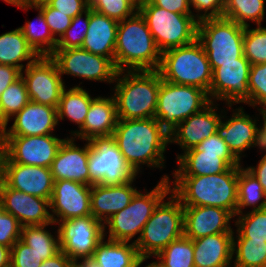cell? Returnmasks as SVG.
Here are the masks:
<instances>
[{
	"instance_id": "6da1fadb",
	"label": "cell",
	"mask_w": 266,
	"mask_h": 267,
	"mask_svg": "<svg viewBox=\"0 0 266 267\" xmlns=\"http://www.w3.org/2000/svg\"><path fill=\"white\" fill-rule=\"evenodd\" d=\"M111 139L137 175L145 164L150 169L165 168L170 135L155 118L118 120Z\"/></svg>"
},
{
	"instance_id": "7a4b0ae2",
	"label": "cell",
	"mask_w": 266,
	"mask_h": 267,
	"mask_svg": "<svg viewBox=\"0 0 266 267\" xmlns=\"http://www.w3.org/2000/svg\"><path fill=\"white\" fill-rule=\"evenodd\" d=\"M239 166L219 174L173 176L171 193L183 206L220 207L236 215Z\"/></svg>"
},
{
	"instance_id": "3957f363",
	"label": "cell",
	"mask_w": 266,
	"mask_h": 267,
	"mask_svg": "<svg viewBox=\"0 0 266 267\" xmlns=\"http://www.w3.org/2000/svg\"><path fill=\"white\" fill-rule=\"evenodd\" d=\"M160 62L161 52L139 11L119 22L114 53L117 71L158 70Z\"/></svg>"
},
{
	"instance_id": "277c9868",
	"label": "cell",
	"mask_w": 266,
	"mask_h": 267,
	"mask_svg": "<svg viewBox=\"0 0 266 267\" xmlns=\"http://www.w3.org/2000/svg\"><path fill=\"white\" fill-rule=\"evenodd\" d=\"M114 83L118 120L155 118L160 88L157 70L117 71Z\"/></svg>"
},
{
	"instance_id": "5b68a950",
	"label": "cell",
	"mask_w": 266,
	"mask_h": 267,
	"mask_svg": "<svg viewBox=\"0 0 266 267\" xmlns=\"http://www.w3.org/2000/svg\"><path fill=\"white\" fill-rule=\"evenodd\" d=\"M155 186L150 192L147 189L144 193L138 190L124 209L103 223L104 235L107 236L105 232L108 233L107 239L133 243L139 239L154 209L171 192L169 175H163ZM136 235L137 239L132 240Z\"/></svg>"
},
{
	"instance_id": "8992f818",
	"label": "cell",
	"mask_w": 266,
	"mask_h": 267,
	"mask_svg": "<svg viewBox=\"0 0 266 267\" xmlns=\"http://www.w3.org/2000/svg\"><path fill=\"white\" fill-rule=\"evenodd\" d=\"M157 71L161 79L167 82L195 86L209 95L213 71L207 54L197 40L162 52Z\"/></svg>"
},
{
	"instance_id": "52a82bcc",
	"label": "cell",
	"mask_w": 266,
	"mask_h": 267,
	"mask_svg": "<svg viewBox=\"0 0 266 267\" xmlns=\"http://www.w3.org/2000/svg\"><path fill=\"white\" fill-rule=\"evenodd\" d=\"M154 209L135 242L140 257H155L170 242L184 235V210L170 192Z\"/></svg>"
},
{
	"instance_id": "ba28073f",
	"label": "cell",
	"mask_w": 266,
	"mask_h": 267,
	"mask_svg": "<svg viewBox=\"0 0 266 267\" xmlns=\"http://www.w3.org/2000/svg\"><path fill=\"white\" fill-rule=\"evenodd\" d=\"M244 32V26L224 17L198 21L196 40L207 54L212 71L220 63L238 62L243 56Z\"/></svg>"
},
{
	"instance_id": "9c48e42d",
	"label": "cell",
	"mask_w": 266,
	"mask_h": 267,
	"mask_svg": "<svg viewBox=\"0 0 266 267\" xmlns=\"http://www.w3.org/2000/svg\"><path fill=\"white\" fill-rule=\"evenodd\" d=\"M158 50L186 46L197 38L198 20L193 15L178 14L155 6L150 0L138 5Z\"/></svg>"
},
{
	"instance_id": "30bf717a",
	"label": "cell",
	"mask_w": 266,
	"mask_h": 267,
	"mask_svg": "<svg viewBox=\"0 0 266 267\" xmlns=\"http://www.w3.org/2000/svg\"><path fill=\"white\" fill-rule=\"evenodd\" d=\"M211 102L205 90L195 86L173 84L160 76L155 119L171 134L179 123L202 111Z\"/></svg>"
},
{
	"instance_id": "8fae6325",
	"label": "cell",
	"mask_w": 266,
	"mask_h": 267,
	"mask_svg": "<svg viewBox=\"0 0 266 267\" xmlns=\"http://www.w3.org/2000/svg\"><path fill=\"white\" fill-rule=\"evenodd\" d=\"M90 179L102 185H121L137 177L111 138L90 141Z\"/></svg>"
},
{
	"instance_id": "7c38bea8",
	"label": "cell",
	"mask_w": 266,
	"mask_h": 267,
	"mask_svg": "<svg viewBox=\"0 0 266 267\" xmlns=\"http://www.w3.org/2000/svg\"><path fill=\"white\" fill-rule=\"evenodd\" d=\"M61 251L73 262L92 257L97 245L104 238L103 223L92 215L55 223Z\"/></svg>"
},
{
	"instance_id": "4fadbf2b",
	"label": "cell",
	"mask_w": 266,
	"mask_h": 267,
	"mask_svg": "<svg viewBox=\"0 0 266 267\" xmlns=\"http://www.w3.org/2000/svg\"><path fill=\"white\" fill-rule=\"evenodd\" d=\"M57 64L60 75H72L89 81L114 83L117 70L106 57L95 55L83 48L55 49L50 56Z\"/></svg>"
},
{
	"instance_id": "5bb4252c",
	"label": "cell",
	"mask_w": 266,
	"mask_h": 267,
	"mask_svg": "<svg viewBox=\"0 0 266 267\" xmlns=\"http://www.w3.org/2000/svg\"><path fill=\"white\" fill-rule=\"evenodd\" d=\"M29 99L32 102L57 108L65 82L56 62L50 56H39L23 71Z\"/></svg>"
},
{
	"instance_id": "9a60e30c",
	"label": "cell",
	"mask_w": 266,
	"mask_h": 267,
	"mask_svg": "<svg viewBox=\"0 0 266 267\" xmlns=\"http://www.w3.org/2000/svg\"><path fill=\"white\" fill-rule=\"evenodd\" d=\"M251 64L244 57L238 62L220 63L212 72L209 98L212 102L224 101L231 110L235 104L249 105V71Z\"/></svg>"
},
{
	"instance_id": "2e32d148",
	"label": "cell",
	"mask_w": 266,
	"mask_h": 267,
	"mask_svg": "<svg viewBox=\"0 0 266 267\" xmlns=\"http://www.w3.org/2000/svg\"><path fill=\"white\" fill-rule=\"evenodd\" d=\"M3 153L13 162L50 168L66 139L54 134L42 136H0Z\"/></svg>"
},
{
	"instance_id": "e0dca14e",
	"label": "cell",
	"mask_w": 266,
	"mask_h": 267,
	"mask_svg": "<svg viewBox=\"0 0 266 267\" xmlns=\"http://www.w3.org/2000/svg\"><path fill=\"white\" fill-rule=\"evenodd\" d=\"M0 178L10 188L51 200L54 186L51 168L13 163L3 153Z\"/></svg>"
},
{
	"instance_id": "ac0fdd59",
	"label": "cell",
	"mask_w": 266,
	"mask_h": 267,
	"mask_svg": "<svg viewBox=\"0 0 266 267\" xmlns=\"http://www.w3.org/2000/svg\"><path fill=\"white\" fill-rule=\"evenodd\" d=\"M91 185L76 181H54L50 213L54 223L91 215Z\"/></svg>"
},
{
	"instance_id": "d6986e66",
	"label": "cell",
	"mask_w": 266,
	"mask_h": 267,
	"mask_svg": "<svg viewBox=\"0 0 266 267\" xmlns=\"http://www.w3.org/2000/svg\"><path fill=\"white\" fill-rule=\"evenodd\" d=\"M245 109L240 106L233 109L228 118L222 115L220 124L217 127L218 136L224 140L231 152L241 161L244 151L250 148L260 147L261 123L258 117L252 118L246 114ZM223 120L224 118H226ZM258 124V125H257ZM259 126V127H258Z\"/></svg>"
},
{
	"instance_id": "ffe728a7",
	"label": "cell",
	"mask_w": 266,
	"mask_h": 267,
	"mask_svg": "<svg viewBox=\"0 0 266 267\" xmlns=\"http://www.w3.org/2000/svg\"><path fill=\"white\" fill-rule=\"evenodd\" d=\"M0 206L17 218L22 227L54 223L48 211L50 200L10 188L1 178Z\"/></svg>"
},
{
	"instance_id": "44dd1931",
	"label": "cell",
	"mask_w": 266,
	"mask_h": 267,
	"mask_svg": "<svg viewBox=\"0 0 266 267\" xmlns=\"http://www.w3.org/2000/svg\"><path fill=\"white\" fill-rule=\"evenodd\" d=\"M211 102L202 111L191 115L172 131L170 135V144L174 143L180 146L183 153L200 144L204 139L217 133V127L221 122L222 114L226 113L225 108L217 113L219 109ZM224 111V112H223ZM220 113V114H219Z\"/></svg>"
},
{
	"instance_id": "7402d4cb",
	"label": "cell",
	"mask_w": 266,
	"mask_h": 267,
	"mask_svg": "<svg viewBox=\"0 0 266 267\" xmlns=\"http://www.w3.org/2000/svg\"><path fill=\"white\" fill-rule=\"evenodd\" d=\"M75 138L68 137L58 149L51 165V173L54 181L70 180L85 185L95 184L90 179L88 160L90 157V141H86L83 147L78 146Z\"/></svg>"
},
{
	"instance_id": "603a6c76",
	"label": "cell",
	"mask_w": 266,
	"mask_h": 267,
	"mask_svg": "<svg viewBox=\"0 0 266 267\" xmlns=\"http://www.w3.org/2000/svg\"><path fill=\"white\" fill-rule=\"evenodd\" d=\"M184 236L194 240L208 235L234 233L231 219L235 216L228 210L213 206H183Z\"/></svg>"
},
{
	"instance_id": "cb8c5ba5",
	"label": "cell",
	"mask_w": 266,
	"mask_h": 267,
	"mask_svg": "<svg viewBox=\"0 0 266 267\" xmlns=\"http://www.w3.org/2000/svg\"><path fill=\"white\" fill-rule=\"evenodd\" d=\"M11 119L10 128H0V136H42L53 134L59 124L57 108L30 101Z\"/></svg>"
},
{
	"instance_id": "d4e9b609",
	"label": "cell",
	"mask_w": 266,
	"mask_h": 267,
	"mask_svg": "<svg viewBox=\"0 0 266 267\" xmlns=\"http://www.w3.org/2000/svg\"><path fill=\"white\" fill-rule=\"evenodd\" d=\"M110 96L92 99L83 126L79 130H71L70 137L83 141L112 137L118 118L115 100Z\"/></svg>"
},
{
	"instance_id": "484cf974",
	"label": "cell",
	"mask_w": 266,
	"mask_h": 267,
	"mask_svg": "<svg viewBox=\"0 0 266 267\" xmlns=\"http://www.w3.org/2000/svg\"><path fill=\"white\" fill-rule=\"evenodd\" d=\"M134 181L136 177L121 185L100 183L91 185V215L104 223L112 215L124 209L138 191L137 187H134Z\"/></svg>"
},
{
	"instance_id": "4316f807",
	"label": "cell",
	"mask_w": 266,
	"mask_h": 267,
	"mask_svg": "<svg viewBox=\"0 0 266 267\" xmlns=\"http://www.w3.org/2000/svg\"><path fill=\"white\" fill-rule=\"evenodd\" d=\"M118 24L116 20L89 7V26L81 48L109 58L114 63Z\"/></svg>"
},
{
	"instance_id": "83f0119b",
	"label": "cell",
	"mask_w": 266,
	"mask_h": 267,
	"mask_svg": "<svg viewBox=\"0 0 266 267\" xmlns=\"http://www.w3.org/2000/svg\"><path fill=\"white\" fill-rule=\"evenodd\" d=\"M233 234L220 233L194 239V267H232Z\"/></svg>"
},
{
	"instance_id": "f1b7e54d",
	"label": "cell",
	"mask_w": 266,
	"mask_h": 267,
	"mask_svg": "<svg viewBox=\"0 0 266 267\" xmlns=\"http://www.w3.org/2000/svg\"><path fill=\"white\" fill-rule=\"evenodd\" d=\"M177 169L172 176H203L219 174L230 166L221 159V154L184 152L176 155Z\"/></svg>"
},
{
	"instance_id": "f546056e",
	"label": "cell",
	"mask_w": 266,
	"mask_h": 267,
	"mask_svg": "<svg viewBox=\"0 0 266 267\" xmlns=\"http://www.w3.org/2000/svg\"><path fill=\"white\" fill-rule=\"evenodd\" d=\"M92 257L100 267H137L140 258L135 243L106 240L105 235Z\"/></svg>"
},
{
	"instance_id": "4dcf8cb0",
	"label": "cell",
	"mask_w": 266,
	"mask_h": 267,
	"mask_svg": "<svg viewBox=\"0 0 266 267\" xmlns=\"http://www.w3.org/2000/svg\"><path fill=\"white\" fill-rule=\"evenodd\" d=\"M38 57L28 45L19 27L0 35V64L16 67L23 71ZM25 61L27 63L24 65Z\"/></svg>"
},
{
	"instance_id": "1f68e13d",
	"label": "cell",
	"mask_w": 266,
	"mask_h": 267,
	"mask_svg": "<svg viewBox=\"0 0 266 267\" xmlns=\"http://www.w3.org/2000/svg\"><path fill=\"white\" fill-rule=\"evenodd\" d=\"M92 97L86 89L80 84L67 89L64 88L59 105L57 107L58 122L68 118L70 122L77 124L80 129L86 119L89 107L91 105Z\"/></svg>"
},
{
	"instance_id": "d6a6232c",
	"label": "cell",
	"mask_w": 266,
	"mask_h": 267,
	"mask_svg": "<svg viewBox=\"0 0 266 267\" xmlns=\"http://www.w3.org/2000/svg\"><path fill=\"white\" fill-rule=\"evenodd\" d=\"M38 11L36 20L41 24L36 25L34 22L26 21L19 29L27 40L28 45L35 51L38 56H51L57 47V39L53 36L42 10L39 7L24 5L21 9Z\"/></svg>"
},
{
	"instance_id": "836d02e7",
	"label": "cell",
	"mask_w": 266,
	"mask_h": 267,
	"mask_svg": "<svg viewBox=\"0 0 266 267\" xmlns=\"http://www.w3.org/2000/svg\"><path fill=\"white\" fill-rule=\"evenodd\" d=\"M238 202L236 215L243 214V209L253 207L251 211L266 208V194L258 179L243 165L238 172Z\"/></svg>"
},
{
	"instance_id": "e575fe53",
	"label": "cell",
	"mask_w": 266,
	"mask_h": 267,
	"mask_svg": "<svg viewBox=\"0 0 266 267\" xmlns=\"http://www.w3.org/2000/svg\"><path fill=\"white\" fill-rule=\"evenodd\" d=\"M54 224L23 226L21 229V240L32 247L43 261L54 257L61 251L58 231H55L56 234L53 235L49 229L46 230L49 225L55 229Z\"/></svg>"
},
{
	"instance_id": "d590c367",
	"label": "cell",
	"mask_w": 266,
	"mask_h": 267,
	"mask_svg": "<svg viewBox=\"0 0 266 267\" xmlns=\"http://www.w3.org/2000/svg\"><path fill=\"white\" fill-rule=\"evenodd\" d=\"M266 0H226L223 16L237 24L248 27V21L262 25Z\"/></svg>"
},
{
	"instance_id": "8d00e7d4",
	"label": "cell",
	"mask_w": 266,
	"mask_h": 267,
	"mask_svg": "<svg viewBox=\"0 0 266 267\" xmlns=\"http://www.w3.org/2000/svg\"><path fill=\"white\" fill-rule=\"evenodd\" d=\"M232 256V267H266V242L233 239Z\"/></svg>"
},
{
	"instance_id": "74e56055",
	"label": "cell",
	"mask_w": 266,
	"mask_h": 267,
	"mask_svg": "<svg viewBox=\"0 0 266 267\" xmlns=\"http://www.w3.org/2000/svg\"><path fill=\"white\" fill-rule=\"evenodd\" d=\"M30 102L22 77L13 82L0 96V128L8 127L10 119Z\"/></svg>"
},
{
	"instance_id": "f35d334b",
	"label": "cell",
	"mask_w": 266,
	"mask_h": 267,
	"mask_svg": "<svg viewBox=\"0 0 266 267\" xmlns=\"http://www.w3.org/2000/svg\"><path fill=\"white\" fill-rule=\"evenodd\" d=\"M194 246L193 240L181 236L170 242L155 257L165 267H194Z\"/></svg>"
},
{
	"instance_id": "ab89813d",
	"label": "cell",
	"mask_w": 266,
	"mask_h": 267,
	"mask_svg": "<svg viewBox=\"0 0 266 267\" xmlns=\"http://www.w3.org/2000/svg\"><path fill=\"white\" fill-rule=\"evenodd\" d=\"M246 212L235 215L237 218L233 222L237 229L233 234V239H253L266 242V208L248 211L247 214Z\"/></svg>"
},
{
	"instance_id": "60d3db41",
	"label": "cell",
	"mask_w": 266,
	"mask_h": 267,
	"mask_svg": "<svg viewBox=\"0 0 266 267\" xmlns=\"http://www.w3.org/2000/svg\"><path fill=\"white\" fill-rule=\"evenodd\" d=\"M243 55L251 65L266 63V27H245Z\"/></svg>"
},
{
	"instance_id": "b9f144b4",
	"label": "cell",
	"mask_w": 266,
	"mask_h": 267,
	"mask_svg": "<svg viewBox=\"0 0 266 267\" xmlns=\"http://www.w3.org/2000/svg\"><path fill=\"white\" fill-rule=\"evenodd\" d=\"M248 88L249 106L266 112V63L251 65Z\"/></svg>"
},
{
	"instance_id": "7bdbcfd3",
	"label": "cell",
	"mask_w": 266,
	"mask_h": 267,
	"mask_svg": "<svg viewBox=\"0 0 266 267\" xmlns=\"http://www.w3.org/2000/svg\"><path fill=\"white\" fill-rule=\"evenodd\" d=\"M90 8L110 19L121 22L138 11L133 0H88Z\"/></svg>"
},
{
	"instance_id": "ee69618b",
	"label": "cell",
	"mask_w": 266,
	"mask_h": 267,
	"mask_svg": "<svg viewBox=\"0 0 266 267\" xmlns=\"http://www.w3.org/2000/svg\"><path fill=\"white\" fill-rule=\"evenodd\" d=\"M81 23H83V26H81ZM88 26L89 8L84 11V13L76 15L74 18H72L71 25L69 26V28L63 33V35L59 39H57L56 49L81 48V45L83 44L86 36V32L88 30Z\"/></svg>"
},
{
	"instance_id": "f6af8a7d",
	"label": "cell",
	"mask_w": 266,
	"mask_h": 267,
	"mask_svg": "<svg viewBox=\"0 0 266 267\" xmlns=\"http://www.w3.org/2000/svg\"><path fill=\"white\" fill-rule=\"evenodd\" d=\"M186 152L221 154V159H223L230 167L242 165L241 161L231 152L227 144L217 133L204 139L200 144Z\"/></svg>"
},
{
	"instance_id": "bcb514c9",
	"label": "cell",
	"mask_w": 266,
	"mask_h": 267,
	"mask_svg": "<svg viewBox=\"0 0 266 267\" xmlns=\"http://www.w3.org/2000/svg\"><path fill=\"white\" fill-rule=\"evenodd\" d=\"M21 229L18 219L0 206V244L12 248L21 239Z\"/></svg>"
},
{
	"instance_id": "7dc6e473",
	"label": "cell",
	"mask_w": 266,
	"mask_h": 267,
	"mask_svg": "<svg viewBox=\"0 0 266 267\" xmlns=\"http://www.w3.org/2000/svg\"><path fill=\"white\" fill-rule=\"evenodd\" d=\"M42 258L21 239L11 248L10 265L12 267H40Z\"/></svg>"
},
{
	"instance_id": "c3c4849f",
	"label": "cell",
	"mask_w": 266,
	"mask_h": 267,
	"mask_svg": "<svg viewBox=\"0 0 266 267\" xmlns=\"http://www.w3.org/2000/svg\"><path fill=\"white\" fill-rule=\"evenodd\" d=\"M38 7L42 10L46 23L53 36L56 39H59L71 25L72 18L52 8L49 4H44Z\"/></svg>"
},
{
	"instance_id": "681fc988",
	"label": "cell",
	"mask_w": 266,
	"mask_h": 267,
	"mask_svg": "<svg viewBox=\"0 0 266 267\" xmlns=\"http://www.w3.org/2000/svg\"><path fill=\"white\" fill-rule=\"evenodd\" d=\"M197 12L194 17L200 21L207 18H221L226 0H189Z\"/></svg>"
},
{
	"instance_id": "f907efd6",
	"label": "cell",
	"mask_w": 266,
	"mask_h": 267,
	"mask_svg": "<svg viewBox=\"0 0 266 267\" xmlns=\"http://www.w3.org/2000/svg\"><path fill=\"white\" fill-rule=\"evenodd\" d=\"M48 4L71 18L84 13L90 7L88 0H52Z\"/></svg>"
},
{
	"instance_id": "816d5d0a",
	"label": "cell",
	"mask_w": 266,
	"mask_h": 267,
	"mask_svg": "<svg viewBox=\"0 0 266 267\" xmlns=\"http://www.w3.org/2000/svg\"><path fill=\"white\" fill-rule=\"evenodd\" d=\"M155 6L166 9L168 11L185 14V15H193L194 12L191 10V5L189 0H150Z\"/></svg>"
},
{
	"instance_id": "f5cc1de1",
	"label": "cell",
	"mask_w": 266,
	"mask_h": 267,
	"mask_svg": "<svg viewBox=\"0 0 266 267\" xmlns=\"http://www.w3.org/2000/svg\"><path fill=\"white\" fill-rule=\"evenodd\" d=\"M21 77V70L0 64V96L16 80Z\"/></svg>"
},
{
	"instance_id": "db71d44e",
	"label": "cell",
	"mask_w": 266,
	"mask_h": 267,
	"mask_svg": "<svg viewBox=\"0 0 266 267\" xmlns=\"http://www.w3.org/2000/svg\"><path fill=\"white\" fill-rule=\"evenodd\" d=\"M247 169L255 175L266 194V155H263L257 166H248Z\"/></svg>"
},
{
	"instance_id": "11a10c76",
	"label": "cell",
	"mask_w": 266,
	"mask_h": 267,
	"mask_svg": "<svg viewBox=\"0 0 266 267\" xmlns=\"http://www.w3.org/2000/svg\"><path fill=\"white\" fill-rule=\"evenodd\" d=\"M73 261L62 251L54 257L46 259L40 267H70Z\"/></svg>"
},
{
	"instance_id": "9f6ffc18",
	"label": "cell",
	"mask_w": 266,
	"mask_h": 267,
	"mask_svg": "<svg viewBox=\"0 0 266 267\" xmlns=\"http://www.w3.org/2000/svg\"><path fill=\"white\" fill-rule=\"evenodd\" d=\"M259 115L262 116V126H261V137H260V149L262 152L264 151L266 155V112L259 110Z\"/></svg>"
},
{
	"instance_id": "6f0895ef",
	"label": "cell",
	"mask_w": 266,
	"mask_h": 267,
	"mask_svg": "<svg viewBox=\"0 0 266 267\" xmlns=\"http://www.w3.org/2000/svg\"><path fill=\"white\" fill-rule=\"evenodd\" d=\"M11 248L0 244V267L10 265Z\"/></svg>"
},
{
	"instance_id": "680465c9",
	"label": "cell",
	"mask_w": 266,
	"mask_h": 267,
	"mask_svg": "<svg viewBox=\"0 0 266 267\" xmlns=\"http://www.w3.org/2000/svg\"><path fill=\"white\" fill-rule=\"evenodd\" d=\"M79 260L75 262L78 267H100L93 257L81 258Z\"/></svg>"
},
{
	"instance_id": "91938a15",
	"label": "cell",
	"mask_w": 266,
	"mask_h": 267,
	"mask_svg": "<svg viewBox=\"0 0 266 267\" xmlns=\"http://www.w3.org/2000/svg\"><path fill=\"white\" fill-rule=\"evenodd\" d=\"M150 259V257H140L137 267H141V265L147 260ZM144 267H165L158 259L156 261H153L151 263H149L148 265L144 266Z\"/></svg>"
},
{
	"instance_id": "94428289",
	"label": "cell",
	"mask_w": 266,
	"mask_h": 267,
	"mask_svg": "<svg viewBox=\"0 0 266 267\" xmlns=\"http://www.w3.org/2000/svg\"><path fill=\"white\" fill-rule=\"evenodd\" d=\"M10 5L17 6L20 9L27 4V0H2Z\"/></svg>"
},
{
	"instance_id": "6125c7cd",
	"label": "cell",
	"mask_w": 266,
	"mask_h": 267,
	"mask_svg": "<svg viewBox=\"0 0 266 267\" xmlns=\"http://www.w3.org/2000/svg\"><path fill=\"white\" fill-rule=\"evenodd\" d=\"M52 0H27V4L30 6L38 7L44 4H48Z\"/></svg>"
},
{
	"instance_id": "be15d7a7",
	"label": "cell",
	"mask_w": 266,
	"mask_h": 267,
	"mask_svg": "<svg viewBox=\"0 0 266 267\" xmlns=\"http://www.w3.org/2000/svg\"><path fill=\"white\" fill-rule=\"evenodd\" d=\"M137 5L142 4L143 2H145L146 0H133Z\"/></svg>"
},
{
	"instance_id": "e7e4bbea",
	"label": "cell",
	"mask_w": 266,
	"mask_h": 267,
	"mask_svg": "<svg viewBox=\"0 0 266 267\" xmlns=\"http://www.w3.org/2000/svg\"><path fill=\"white\" fill-rule=\"evenodd\" d=\"M70 267H78L77 264L75 262H73Z\"/></svg>"
}]
</instances>
